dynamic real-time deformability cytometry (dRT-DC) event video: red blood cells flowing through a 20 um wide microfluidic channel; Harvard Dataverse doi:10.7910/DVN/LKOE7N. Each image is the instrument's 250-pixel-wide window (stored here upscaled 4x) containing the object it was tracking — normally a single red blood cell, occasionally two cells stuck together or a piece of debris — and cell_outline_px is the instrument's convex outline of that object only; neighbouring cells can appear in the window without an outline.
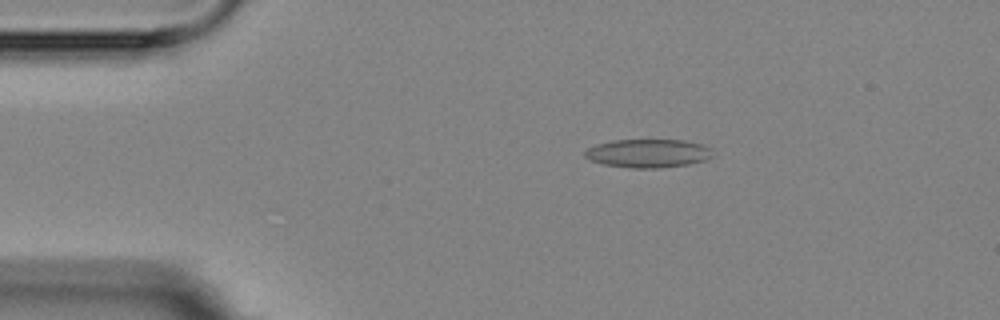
{"species": "Egyptian fruit bat (a non-hibernating species)", "species_latin": "Rousettus aegyptiacus", "temperature_condition": "room temperature", "stored_images_in_passage": 10, "camera_frame_rate_fps": 3000, "um_per_image_px": 0.085, "animal": {"sex": "female"}, "frame": {"image": 1, "passage_image": 2, "time_ms": 1.333, "image_size_px": [1000, 320], "cell_outline_px": [[716, 156], [708, 160], [688, 164], [656, 168], [632, 168], [604, 164], [592, 160], [584, 156], [584, 152], [588, 148], [596, 144], [612, 140], [684, 140], [700, 144], [712, 148]], "centroid_in_image_um": [55.15, 13.03], "position_along_channel_um": 29.8, "area_um2": 21.33}}
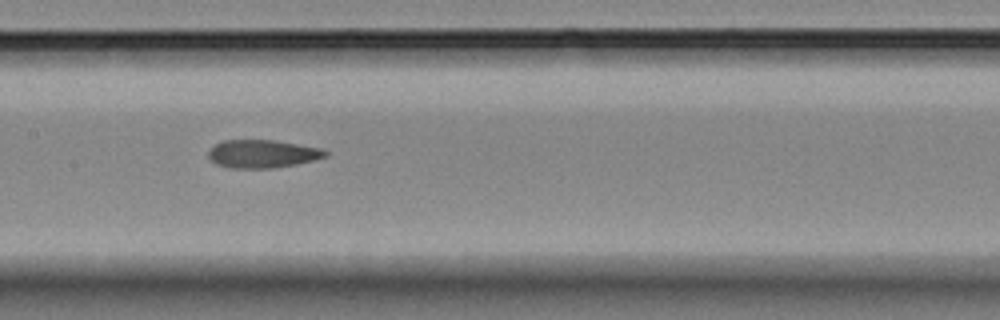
{"frame": {"image": 2, "passage_image": 7, "time_ms": 7.0, "image_size_px": [1000, 320], "cell_outline_px": [[328, 156], [296, 164], [272, 168], [228, 168], [216, 164], [208, 156], [208, 152], [216, 144], [224, 140], [276, 140], [320, 148], [328, 152]], "centroid_in_image_um": [22.3, 13.07], "position_along_channel_um": 185.1, "area_um2": 19.02}}
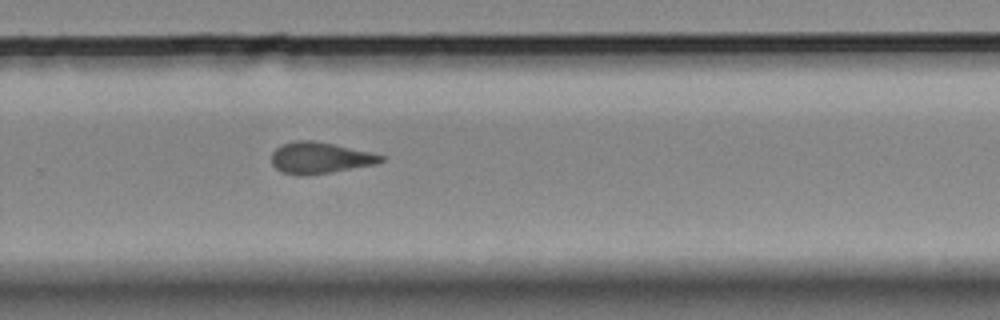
{"frame": {"image": 3, "passage_image": 10, "time_ms": 10.333, "image_size_px": [1000, 320], "cell_outline_px": [[384, 160], [376, 164], [332, 172], [308, 176], [300, 176], [284, 172], [276, 168], [272, 164], [272, 152], [276, 148], [284, 144], [296, 140], [312, 140], [332, 144], [368, 152], [384, 156]], "centroid_in_image_um": [27.17, 13.43], "position_along_channel_um": 302.6, "area_um2": 19.77}}